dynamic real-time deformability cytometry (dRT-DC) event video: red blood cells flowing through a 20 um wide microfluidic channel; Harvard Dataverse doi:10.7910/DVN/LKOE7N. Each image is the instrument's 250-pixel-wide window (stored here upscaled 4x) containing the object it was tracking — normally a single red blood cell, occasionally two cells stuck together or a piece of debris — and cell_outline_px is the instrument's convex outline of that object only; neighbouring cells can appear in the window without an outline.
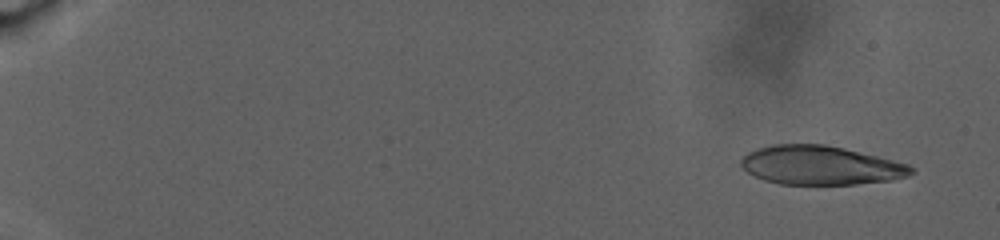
{"species": "human", "species_latin": "Homo sapiens", "temperature_condition": "warm", "stored_images_in_passage": 89, "camera_frame_rate_fps": 3000, "um_per_image_px": 0.085, "donor": {"sex": "male"}, "frame": {"image": 1, "passage_image": 6, "time_ms": 1.667, "image_size_px": [1000, 240], "cell_outline_px": [[916, 172], [908, 176], [888, 180], [856, 184], [780, 184], [764, 180], [748, 172], [740, 164], [740, 160], [748, 152], [756, 148], [772, 144], [824, 144], [844, 148], [908, 164], [916, 168]], "centroid_in_image_um": [69.74, 14.05], "position_along_channel_um": 15.3, "area_um2": 38.49}}
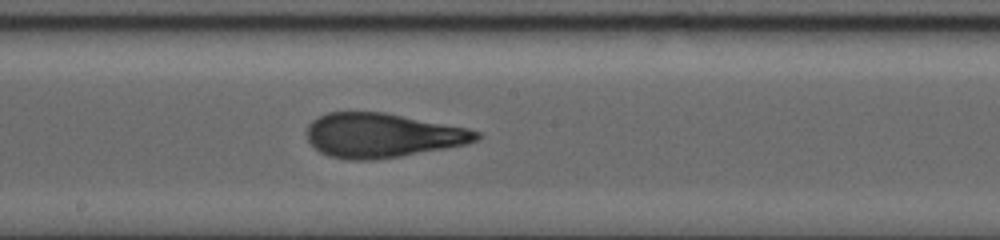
{"frame": {"image": 2, "passage_image": 54, "time_ms": 17.667, "image_size_px": [1000, 240], "cell_outline_px": [[480, 140], [468, 144], [400, 156], [372, 160], [348, 160], [328, 156], [320, 152], [308, 140], [308, 124], [312, 120], [328, 112], [384, 112], [468, 128], [480, 132]], "centroid_in_image_um": [32.51, 11.51], "position_along_channel_um": 215.7, "area_um2": 43.75}}
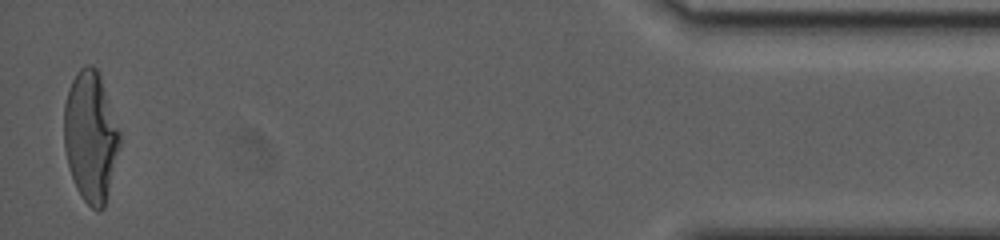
{"frame": {"image": 3, "passage_image": 88, "time_ms": 29.0, "image_size_px": [1000, 240], "cell_outline_px": [[120, 144], [104, 208], [100, 212], [96, 212], [80, 196], [76, 188], [68, 164], [64, 148], [64, 104], [68, 88], [76, 72], [84, 64], [92, 64], [96, 68], [100, 76], [120, 132]], "centroid_in_image_um": [7.68, 11.6], "position_along_channel_um": 427.5, "area_um2": 42.31}, "authors_computed_cell_mechanics": {"area_um2": 42.4252, "velocity_mm_per_s": 2.4631, "shape_relaxation_time_tau1_ms": 10.876, "shape_relaxation_time_tau2_ms": 1.9298, "deformation_change_tau1": 0.3099, "deformation_change_tau2": 0.1006}}